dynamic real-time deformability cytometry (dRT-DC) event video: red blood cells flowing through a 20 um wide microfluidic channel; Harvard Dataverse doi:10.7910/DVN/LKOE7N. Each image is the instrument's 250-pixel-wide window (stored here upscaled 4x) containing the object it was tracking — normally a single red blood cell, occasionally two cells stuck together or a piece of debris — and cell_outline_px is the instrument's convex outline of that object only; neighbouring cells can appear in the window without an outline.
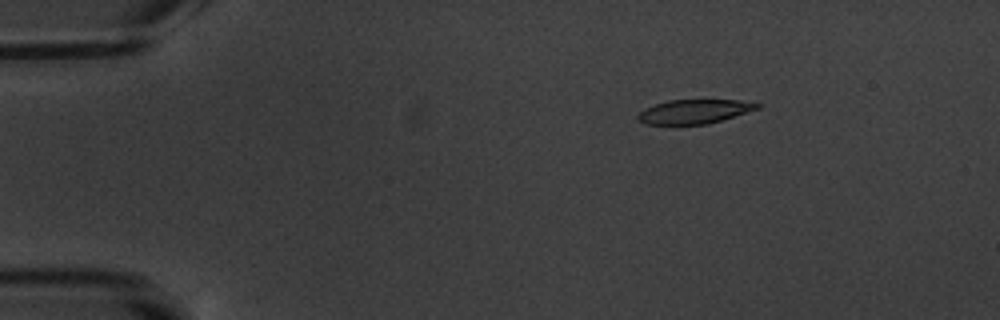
{"species": "common noctule bat (a hibernating species)", "species_latin": "Nyctalus noctula", "temperature_condition": "warm", "stored_images_in_passage": 16, "camera_frame_rate_fps": 3000, "um_per_image_px": 0.085, "animal": {"sex": "male", "body_mass_g": 20.1, "forearm_length_mm": 53.5}, "frame": {"image": 1, "passage_image": 3, "time_ms": 2.333, "image_size_px": [1000, 320], "cell_outline_px": [[764, 104], [760, 108], [708, 124], [648, 124], [636, 120], [636, 116], [644, 108], [668, 100], [740, 100]], "centroid_in_image_um": [59.02, 9.47], "position_along_channel_um": 26.0, "area_um2": 16.76}}
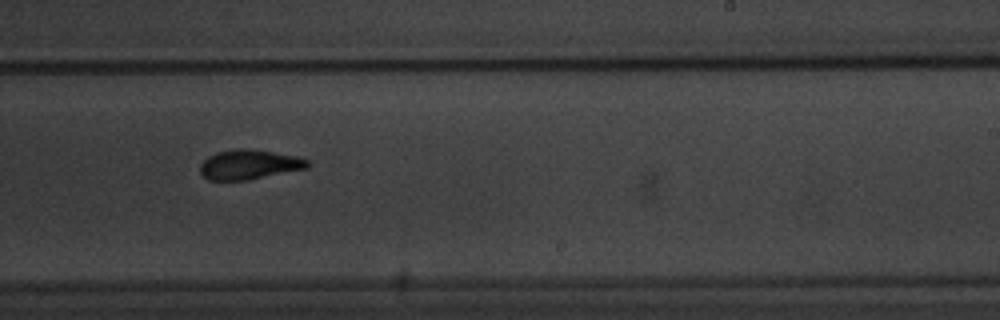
{"frame": {"image": 2, "passage_image": 10, "time_ms": 11.333, "image_size_px": [1000, 320], "cell_outline_px": [[312, 164], [308, 168], [248, 180], [208, 180], [200, 172], [200, 164], [208, 156], [216, 152], [236, 148], [244, 148], [272, 152], [296, 156], [308, 160]], "centroid_in_image_um": [21.18, 13.99], "position_along_channel_um": 267.8, "area_um2": 18.61}}
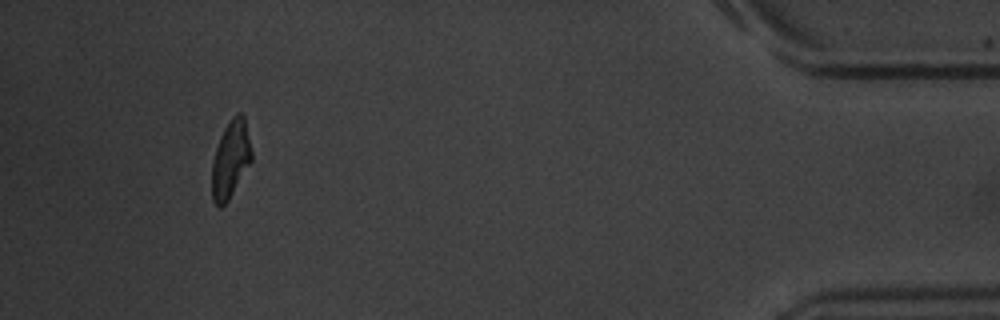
{"frame": {"image": 3, "passage_image": 15, "time_ms": 17.333, "image_size_px": [1000, 320], "cell_outline_px": [[252, 160], [228, 200], [220, 208], [212, 200], [212, 164], [216, 148], [220, 136], [224, 128], [232, 116], [236, 112], [240, 112], [244, 116], [252, 152]], "centroid_in_image_um": [19.6, 13.52], "position_along_channel_um": 415.6, "area_um2": 17.74}, "authors_computed_cell_mechanics": {"area_um2": 18.2359, "velocity_mm_per_s": 3.488, "shape_relaxation_time_tau1_ms": 2.0433, "shape_relaxation_time_tau2_ms": 1.8739, "deformation_change_tau1": 0.1229, "deformation_change_tau2": 0.0605}}